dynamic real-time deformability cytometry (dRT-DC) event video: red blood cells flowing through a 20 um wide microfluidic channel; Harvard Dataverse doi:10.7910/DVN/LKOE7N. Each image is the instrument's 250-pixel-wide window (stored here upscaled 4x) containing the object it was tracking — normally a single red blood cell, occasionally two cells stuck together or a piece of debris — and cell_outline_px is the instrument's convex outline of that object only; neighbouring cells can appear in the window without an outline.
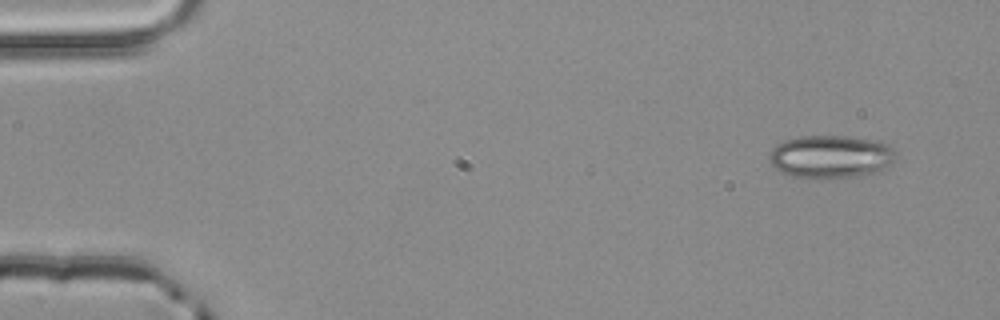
{"species": "common noctule bat (a hibernating species)", "species_latin": "Nyctalus noctula", "temperature_condition": "room temperature", "stored_images_in_passage": 3, "camera_frame_rate_fps": 3000, "um_per_image_px": 0.085, "animal": {"sex": "male", "body_mass_g": 20.4}, "frame": {"image": 1, "passage_image": 1, "time_ms": 0.0, "image_size_px": [1000, 320], "cell_outline_px": [[896, 156], [888, 164], [876, 172], [852, 176], [792, 176], [780, 172], [772, 164], [768, 156], [772, 148], [776, 144], [784, 140], [800, 136], [848, 136], [872, 140], [888, 144], [896, 148]], "centroid_in_image_um": [70.59, 13.27], "position_along_channel_um": 14.4, "area_um2": 30.98}}